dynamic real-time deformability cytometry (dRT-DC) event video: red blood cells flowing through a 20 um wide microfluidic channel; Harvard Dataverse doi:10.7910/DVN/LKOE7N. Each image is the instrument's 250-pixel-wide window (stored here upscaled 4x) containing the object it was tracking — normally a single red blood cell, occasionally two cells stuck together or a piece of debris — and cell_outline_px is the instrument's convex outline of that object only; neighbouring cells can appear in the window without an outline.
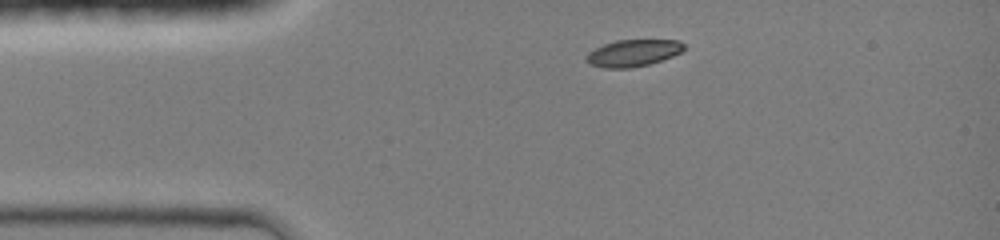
{"species": "common noctule bat (a hibernating species)", "species_latin": "Nyctalus noctula", "temperature_condition": "room temperature", "stored_images_in_passage": 32, "camera_frame_rate_fps": 3000, "um_per_image_px": 0.085, "animal": {"sex": "female", "body_mass_g": 19.0, "forearm_length_mm": 51.5}, "frame": {"image": 1, "passage_image": 1, "time_ms": 0.0, "image_size_px": [1000, 240], "cell_outline_px": [[684, 48], [680, 52], [672, 56], [648, 64], [632, 68], [604, 68], [588, 64], [584, 60], [588, 52], [604, 44], [616, 40], [680, 40], [684, 44]], "centroid_in_image_um": [53.77, 4.51], "position_along_channel_um": 31.2, "area_um2": 15.26}}
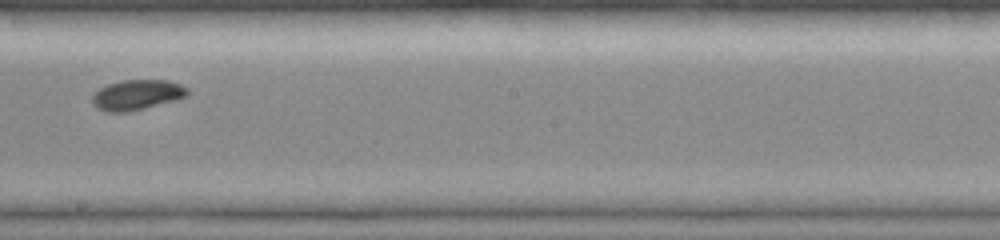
{"frame": {"image": 2, "passage_image": 18, "time_ms": 5.667, "image_size_px": [1000, 240], "cell_outline_px": [[188, 96], [176, 100], [128, 112], [108, 112], [96, 108], [92, 104], [92, 96], [100, 88], [108, 84], [120, 80], [168, 80], [180, 84], [188, 88]], "centroid_in_image_um": [11.64, 8.06], "position_along_channel_um": 236.6, "area_um2": 16.82}}
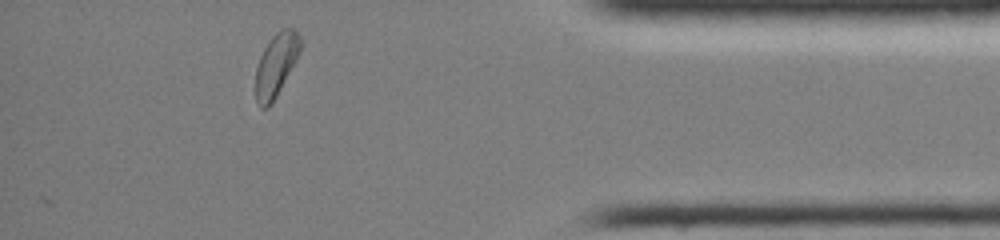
{"frame": {"image": 3, "passage_image": 32, "time_ms": 10.333, "image_size_px": [1000, 240], "cell_outline_px": [[300, 48], [296, 60], [272, 104], [268, 108], [260, 108], [256, 100], [256, 68], [260, 56], [264, 48], [272, 36], [280, 28], [296, 28], [300, 36]], "centroid_in_image_um": [23.46, 5.5], "position_along_channel_um": 411.7, "area_um2": 16.36}, "authors_computed_cell_mechanics": {"area_um2": 16.4152, "velocity_mm_per_s": 4.2674, "shape_relaxation_time_tau1_ms": 1.9904, "shape_relaxation_time_tau2_ms": null, "deformation_change_tau1": 0.0909, "deformation_change_tau2": null}}